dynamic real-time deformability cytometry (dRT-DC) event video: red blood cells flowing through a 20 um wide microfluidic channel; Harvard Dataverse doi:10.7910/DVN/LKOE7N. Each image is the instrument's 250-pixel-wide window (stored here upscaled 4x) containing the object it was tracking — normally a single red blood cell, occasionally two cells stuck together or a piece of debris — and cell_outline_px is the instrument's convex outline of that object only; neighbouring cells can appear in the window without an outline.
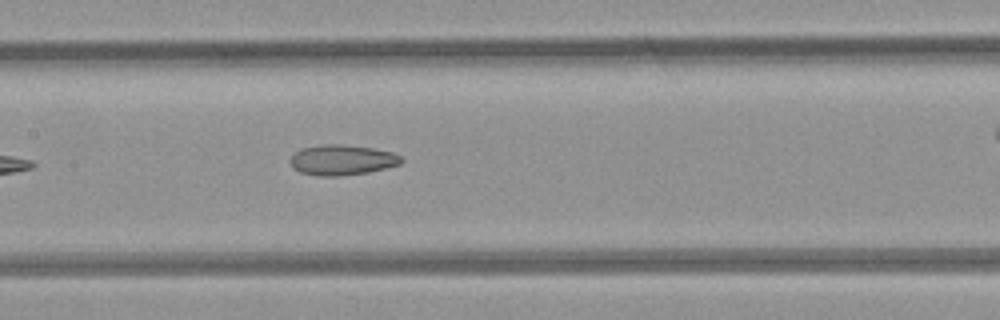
{"species": "common noctule bat (a hibernating species)", "species_latin": "Nyctalus noctula", "temperature_condition": "room temperature", "stored_images_in_passage": 5, "segment_of_instrument_passage": [1, 2], "camera_frame_rate_fps": 3000, "um_per_image_px": 0.085, "animal": {"sex": "female", "body_mass_g": 21.9}, "frame": {"image": 1, "passage_image": 4, "time_ms": 4.333, "image_size_px": [1000, 320], "cell_outline_px": [[404, 160], [400, 164], [368, 172], [340, 176], [316, 176], [300, 172], [292, 168], [288, 160], [300, 148], [320, 144], [340, 144], [372, 148], [392, 152], [400, 156]], "centroid_in_image_um": [29.02, 13.59], "position_along_channel_um": 178.4, "area_um2": 19.77}}